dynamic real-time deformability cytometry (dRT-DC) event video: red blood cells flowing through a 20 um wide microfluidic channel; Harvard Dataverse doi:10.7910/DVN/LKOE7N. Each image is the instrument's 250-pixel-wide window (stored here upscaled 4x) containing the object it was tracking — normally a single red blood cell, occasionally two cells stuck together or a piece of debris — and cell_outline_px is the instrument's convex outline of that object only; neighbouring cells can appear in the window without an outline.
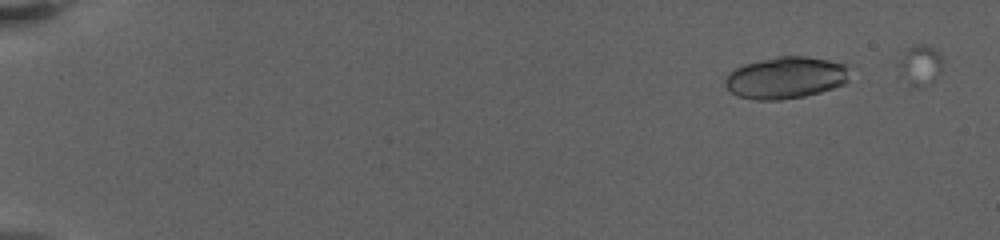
{"species": "human", "species_latin": "Homo sapiens", "temperature_condition": "warm", "stored_images_in_passage": 34, "camera_frame_rate_fps": 3000, "um_per_image_px": 0.085, "donor": {"sex": "female"}, "frame": {"image": 1, "passage_image": 6, "time_ms": 2.0, "image_size_px": [1000, 240], "cell_outline_px": [[848, 80], [844, 84], [820, 92], [804, 96], [780, 100], [756, 100], [736, 96], [724, 84], [724, 80], [736, 68], [744, 64], [760, 60], [780, 56], [804, 56], [828, 60], [844, 64]], "centroid_in_image_um": [66.75, 6.62], "position_along_channel_um": 18.2, "area_um2": 30.0}}
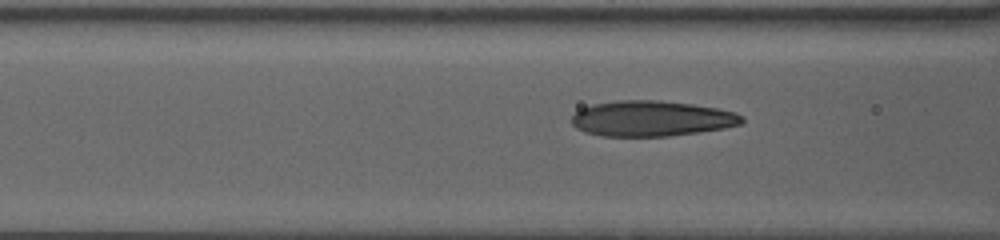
{"frame": {"image": 2, "passage_image": 23, "time_ms": 9.333, "image_size_px": [1000, 240], "cell_outline_px": [[744, 120], [740, 124], [724, 128], [700, 132], [668, 136], [600, 136], [584, 132], [576, 128], [572, 124], [572, 116], [580, 108], [592, 104], [620, 100], [660, 100], [692, 104], [716, 108], [736, 112], [744, 116]], "centroid_in_image_um": [55.37, 10.07], "position_along_channel_um": 111.2, "area_um2": 35.43}}
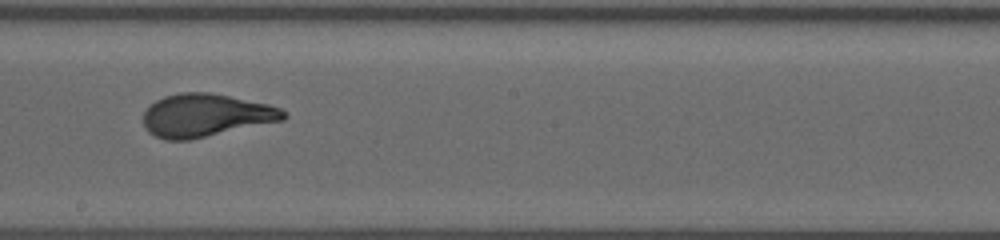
{"frame": {"image": 3, "passage_image": 30, "time_ms": 13.0, "image_size_px": [1000, 240], "cell_outline_px": [[288, 116], [284, 120], [188, 140], [164, 140], [148, 132], [144, 128], [144, 112], [156, 100], [164, 96], [180, 92], [208, 92], [268, 104], [280, 108], [288, 112]], "centroid_in_image_um": [17.49, 9.8], "position_along_channel_um": 230.7, "area_um2": 34.97}}